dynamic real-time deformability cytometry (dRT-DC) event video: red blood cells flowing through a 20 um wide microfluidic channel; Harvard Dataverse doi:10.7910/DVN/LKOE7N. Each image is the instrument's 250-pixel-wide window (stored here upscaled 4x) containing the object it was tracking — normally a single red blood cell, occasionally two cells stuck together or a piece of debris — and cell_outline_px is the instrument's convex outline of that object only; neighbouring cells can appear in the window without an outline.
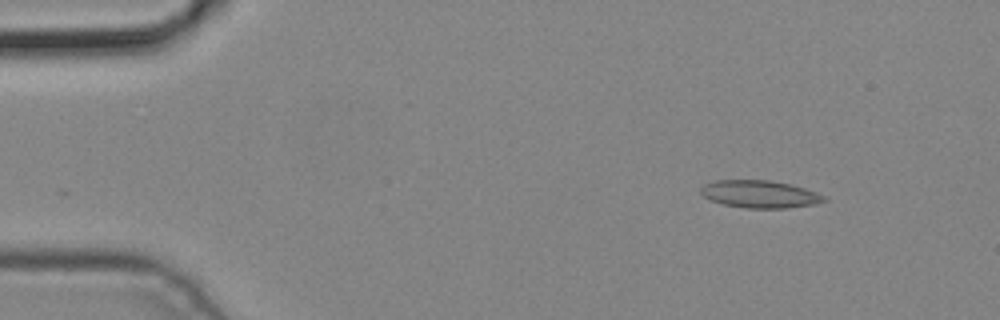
{"species": "common noctule bat (a hibernating species)", "species_latin": "Nyctalus noctula", "temperature_condition": "cold", "stored_images_in_passage": 2, "camera_frame_rate_fps": 3000, "um_per_image_px": 0.085, "animal": {"sex": "male", "body_mass_g": 19.2, "forearm_length_mm": 51.8}, "frame": {"image": 1, "passage_image": 2, "time_ms": 0.333, "image_size_px": [1000, 320], "cell_outline_px": [[828, 200], [816, 204], [788, 208], [744, 208], [724, 204], [712, 200], [704, 196], [700, 192], [700, 188], [704, 184], [716, 180], [772, 180], [792, 184], [816, 192], [824, 196]], "centroid_in_image_um": [64.61, 16.5], "position_along_channel_um": 20.4, "area_um2": 19.83}}